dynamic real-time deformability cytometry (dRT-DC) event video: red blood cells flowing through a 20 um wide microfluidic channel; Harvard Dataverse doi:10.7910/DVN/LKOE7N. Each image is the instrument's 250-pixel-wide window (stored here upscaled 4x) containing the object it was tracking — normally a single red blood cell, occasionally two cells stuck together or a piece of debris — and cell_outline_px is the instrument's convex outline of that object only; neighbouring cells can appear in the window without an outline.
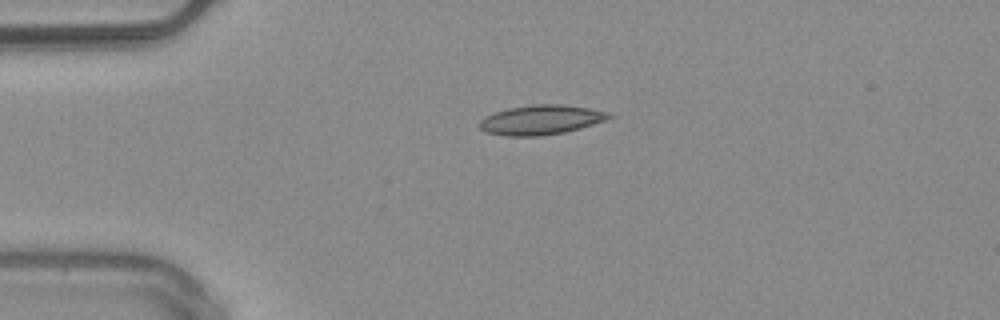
{"species": "common noctule bat (a hibernating species)", "species_latin": "Nyctalus noctula", "temperature_condition": "warm", "stored_images_in_passage": 39, "camera_frame_rate_fps": 3000, "um_per_image_px": 0.085, "animal": {"sex": "male", "body_mass_g": 20.4}, "frame": {"image": 1, "passage_image": 1, "time_ms": 0.0, "image_size_px": [1000, 320], "cell_outline_px": [[616, 116], [580, 128], [564, 132], [540, 136], [508, 136], [484, 132], [480, 128], [480, 120], [496, 112], [508, 108], [536, 104], [560, 104], [588, 108], [608, 112]], "centroid_in_image_um": [45.99, 10.19], "position_along_channel_um": 39.0, "area_um2": 22.08}, "authors_computed_cell_mechanics": {"area_um2": 20.2878, "velocity_mm_per_s": 4.0624, "shape_relaxation_time_tau1_ms": null, "shape_relaxation_time_tau2_ms": 4.7031, "deformation_change_tau1": null, "deformation_change_tau2": 0.1203}}